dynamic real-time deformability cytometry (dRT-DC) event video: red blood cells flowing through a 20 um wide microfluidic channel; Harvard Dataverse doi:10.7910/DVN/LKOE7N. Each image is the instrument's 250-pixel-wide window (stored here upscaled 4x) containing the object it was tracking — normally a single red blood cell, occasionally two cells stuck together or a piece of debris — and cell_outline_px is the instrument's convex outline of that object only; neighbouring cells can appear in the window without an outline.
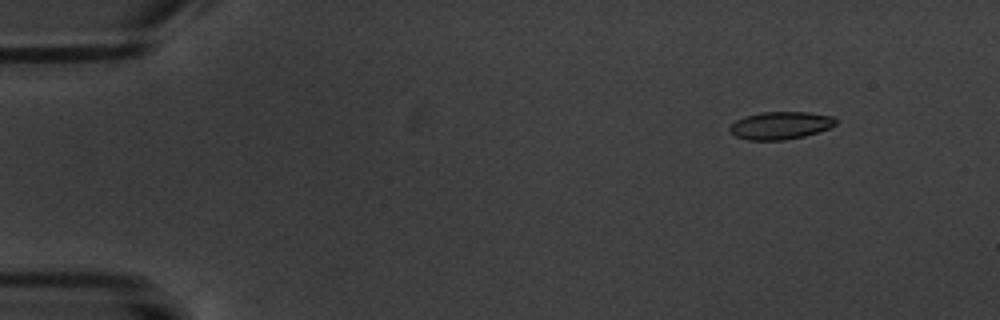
{"species": "common noctule bat (a hibernating species)", "species_latin": "Nyctalus noctula", "temperature_condition": "warm", "stored_images_in_passage": 7, "camera_frame_rate_fps": 3000, "um_per_image_px": 0.085, "animal": {"sex": "male", "body_mass_g": 20.1, "forearm_length_mm": 53.5}, "frame": {"image": 1, "passage_image": 2, "time_ms": 1.333, "image_size_px": [1000, 320], "cell_outline_px": [[836, 124], [828, 128], [804, 136], [784, 140], [748, 140], [736, 136], [728, 128], [736, 120], [744, 116], [760, 112], [808, 112], [832, 116], [836, 120]], "centroid_in_image_um": [66.32, 10.65], "position_along_channel_um": 18.7, "area_um2": 16.94}}
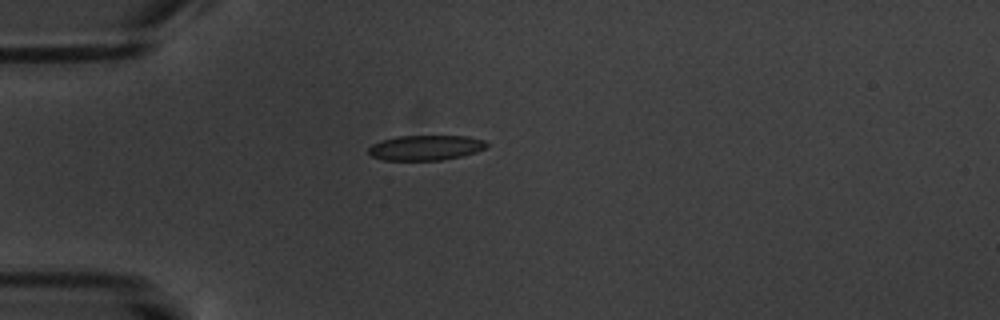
{"frame": {"image": 2, "passage_image": 5, "time_ms": 4.667, "image_size_px": [1000, 320], "cell_outline_px": [[488, 148], [464, 156], [440, 160], [384, 160], [372, 156], [368, 152], [368, 148], [372, 144], [380, 140], [396, 136], [468, 136], [484, 140], [488, 144]], "centroid_in_image_um": [36.2, 12.55], "position_along_channel_um": 48.8, "area_um2": 17.46}}
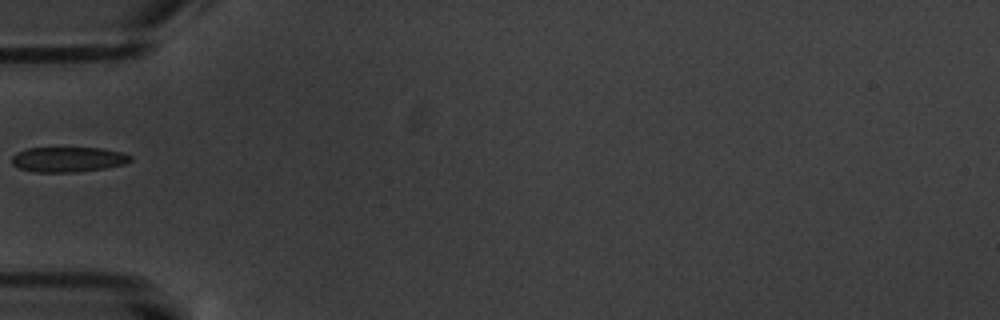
{"frame": {"image": 3, "passage_image": 6, "time_ms": 6.0, "image_size_px": [1000, 320], "cell_outline_px": [[132, 160], [124, 164], [108, 168], [72, 172], [36, 172], [20, 168], [12, 164], [12, 156], [16, 152], [28, 148], [104, 148], [120, 152], [132, 156]], "centroid_in_image_um": [5.8, 13.55], "position_along_channel_um": 79.2, "area_um2": 17.34}}